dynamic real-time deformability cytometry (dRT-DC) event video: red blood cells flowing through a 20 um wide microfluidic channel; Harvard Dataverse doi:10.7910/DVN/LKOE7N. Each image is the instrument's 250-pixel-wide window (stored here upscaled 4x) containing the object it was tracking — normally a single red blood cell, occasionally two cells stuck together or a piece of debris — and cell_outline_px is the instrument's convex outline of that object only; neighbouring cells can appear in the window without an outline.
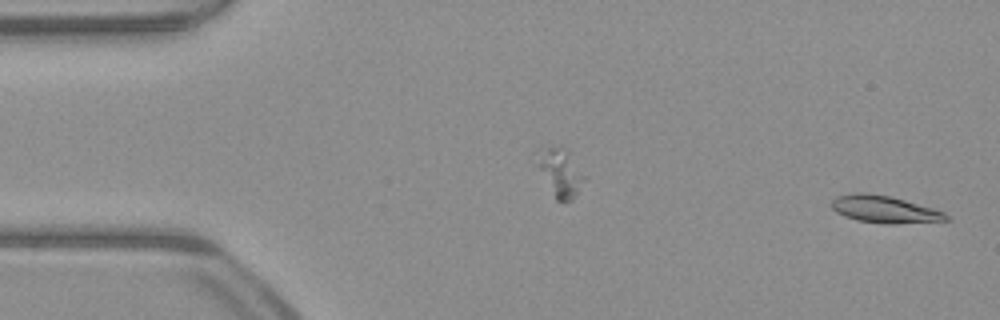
{"species": "common noctule bat (a hibernating species)", "species_latin": "Nyctalus noctula", "temperature_condition": "warm", "stored_images_in_passage": 50, "camera_frame_rate_fps": 3000, "um_per_image_px": 0.085, "animal": {"sex": "male", "body_mass_g": 23.1, "forearm_length_mm": 52.7}, "frame": {"image": 1, "passage_image": 1, "time_ms": 0.0, "image_size_px": [1000, 320], "cell_outline_px": [[952, 220], [892, 224], [884, 224], [856, 220], [844, 216], [836, 212], [832, 208], [832, 200], [836, 196], [852, 192], [868, 192], [892, 196], [932, 208], [944, 212]], "centroid_in_image_um": [75.16, 17.78], "position_along_channel_um": 9.8, "area_um2": 18.38}}
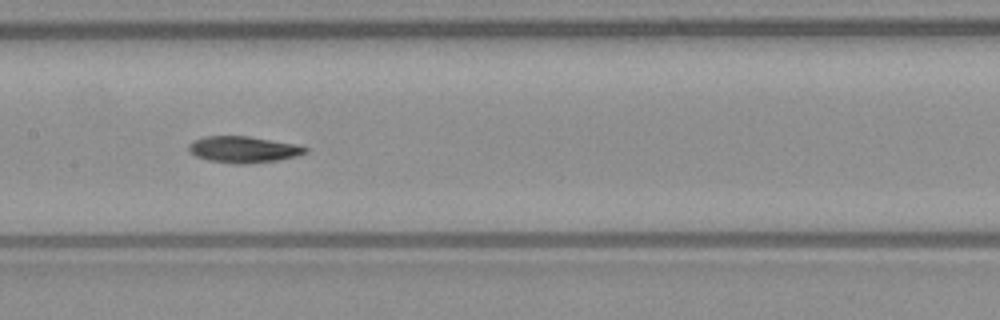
{"frame": {"image": 2, "passage_image": 24, "time_ms": 7.667, "image_size_px": [1000, 320], "cell_outline_px": [[308, 152], [296, 156], [276, 160], [244, 164], [236, 164], [208, 160], [196, 156], [188, 152], [188, 144], [192, 140], [204, 136], [248, 136], [300, 144], [308, 148]], "centroid_in_image_um": [20.68, 12.69], "position_along_channel_um": 186.7, "area_um2": 18.15}}
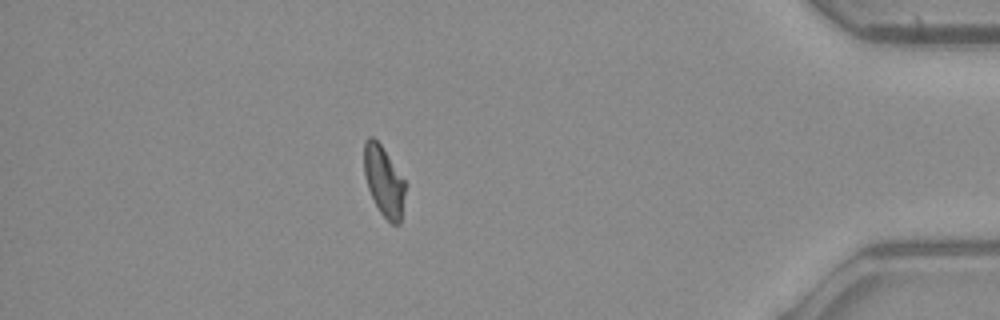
{"frame": {"image": 3, "passage_image": 44, "time_ms": 14.333, "image_size_px": [1000, 320], "cell_outline_px": [[404, 192], [400, 224], [392, 224], [380, 212], [368, 188], [364, 176], [364, 140], [368, 136], [372, 136], [380, 144], [404, 180]], "centroid_in_image_um": [32.59, 15.37], "position_along_channel_um": 402.6, "area_um2": 16.36}}